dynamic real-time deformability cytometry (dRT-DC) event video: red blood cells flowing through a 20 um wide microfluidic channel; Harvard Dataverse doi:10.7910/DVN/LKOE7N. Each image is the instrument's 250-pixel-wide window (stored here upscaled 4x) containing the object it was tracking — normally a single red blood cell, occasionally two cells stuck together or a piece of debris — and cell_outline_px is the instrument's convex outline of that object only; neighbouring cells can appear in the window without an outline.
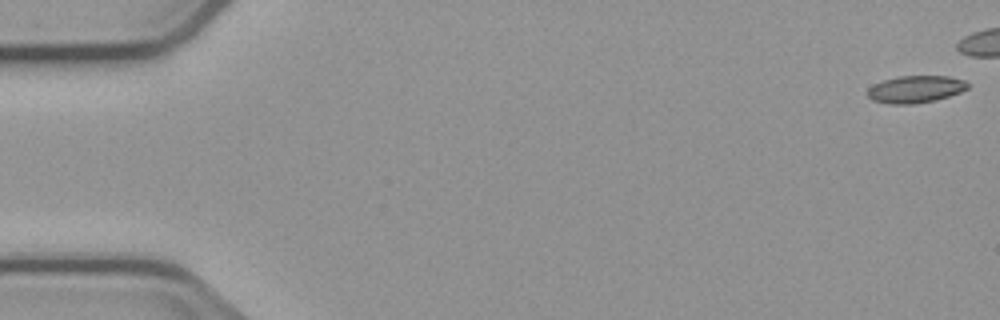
{"species": "common noctule bat (a hibernating species)", "species_latin": "Nyctalus noctula", "temperature_condition": "cold", "stored_images_in_passage": 7, "camera_frame_rate_fps": 3000, "um_per_image_px": 0.085, "animal": {"sex": "male", "body_mass_g": 23.1, "forearm_length_mm": 52.7}, "frame": {"image": 1, "passage_image": 1, "time_ms": 0.0, "image_size_px": [1000, 320], "cell_outline_px": [[968, 88], [960, 92], [936, 100], [912, 104], [888, 104], [872, 100], [868, 96], [868, 88], [884, 80], [896, 76], [948, 76], [964, 80], [968, 84]], "centroid_in_image_um": [77.81, 7.58], "position_along_channel_um": 7.2, "area_um2": 15.78}}
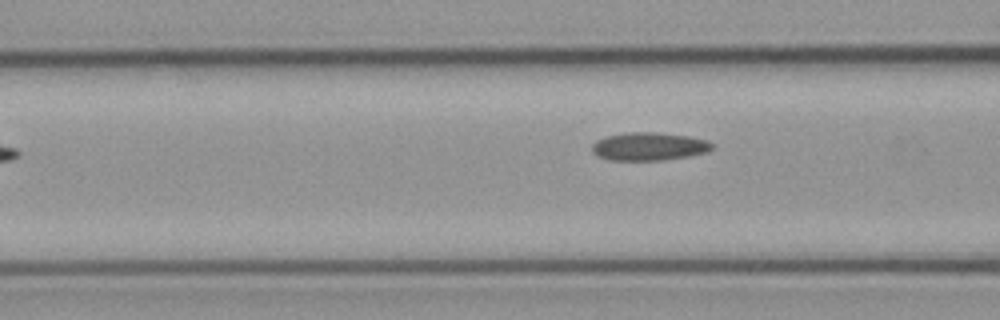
{"frame": {"image": 2, "passage_image": 7, "time_ms": 8.333, "image_size_px": [1000, 320], "cell_outline_px": [[712, 148], [708, 152], [688, 156], [660, 160], [608, 160], [596, 156], [592, 152], [592, 144], [596, 140], [608, 136], [628, 132], [652, 132], [688, 136], [708, 140], [712, 144]], "centroid_in_image_um": [55.14, 12.45], "position_along_channel_um": 111.5, "area_um2": 19.59}}